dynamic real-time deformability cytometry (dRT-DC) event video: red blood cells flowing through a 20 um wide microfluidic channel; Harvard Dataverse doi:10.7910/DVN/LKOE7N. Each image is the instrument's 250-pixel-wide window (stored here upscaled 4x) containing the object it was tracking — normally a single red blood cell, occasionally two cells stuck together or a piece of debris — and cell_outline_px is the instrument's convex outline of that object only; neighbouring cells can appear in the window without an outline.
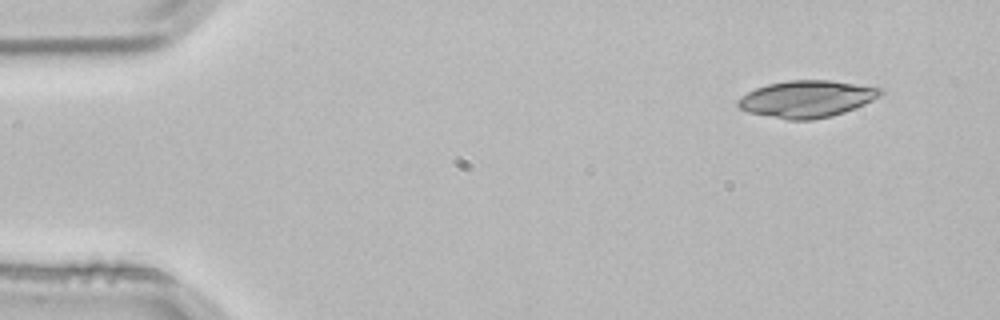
{"species": "common noctule bat (a hibernating species)", "species_latin": "Nyctalus noctula", "temperature_condition": "room temperature", "stored_images_in_passage": 2, "camera_frame_rate_fps": 3000, "um_per_image_px": 0.085, "animal": {"sex": "male", "body_mass_g": 21.5, "forearm_length_mm": 52.0}, "frame": {"image": 1, "passage_image": 1, "time_ms": 0.0, "image_size_px": [1000, 320], "cell_outline_px": [[884, 92], [880, 96], [864, 104], [844, 112], [832, 116], [812, 120], [788, 120], [748, 112], [740, 108], [736, 104], [736, 100], [748, 92], [756, 88], [768, 84], [788, 80], [832, 80], [884, 88]], "centroid_in_image_um": [68.59, 8.4], "position_along_channel_um": 16.4, "area_um2": 30.75}}